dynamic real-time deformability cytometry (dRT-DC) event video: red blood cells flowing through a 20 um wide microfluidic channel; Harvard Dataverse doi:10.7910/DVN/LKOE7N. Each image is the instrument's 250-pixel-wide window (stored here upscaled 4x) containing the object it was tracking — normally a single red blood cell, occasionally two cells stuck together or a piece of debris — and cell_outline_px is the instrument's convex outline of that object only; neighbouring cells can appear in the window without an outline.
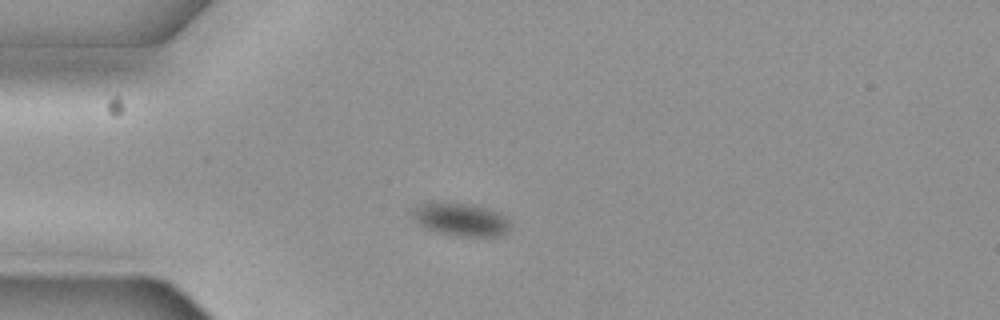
{"species": "common noctule bat (a hibernating species)", "species_latin": "Nyctalus noctula", "temperature_condition": "cold", "stored_images_in_passage": 43, "camera_frame_rate_fps": 3000, "um_per_image_px": 0.085, "animal": {"sex": "female", "body_mass_g": 19.3, "forearm_length_mm": 54.1}, "frame": {"image": 1, "passage_image": 1, "time_ms": 0.0, "image_size_px": [1000, 320], "cell_outline_px": [[512, 228], [508, 232], [500, 236], [460, 236], [436, 232], [424, 228], [412, 220], [408, 212], [416, 204], [428, 200], [440, 200], [472, 204], [500, 212], [512, 220]], "centroid_in_image_um": [39.1, 18.61], "position_along_channel_um": 45.9, "area_um2": 20.17}}
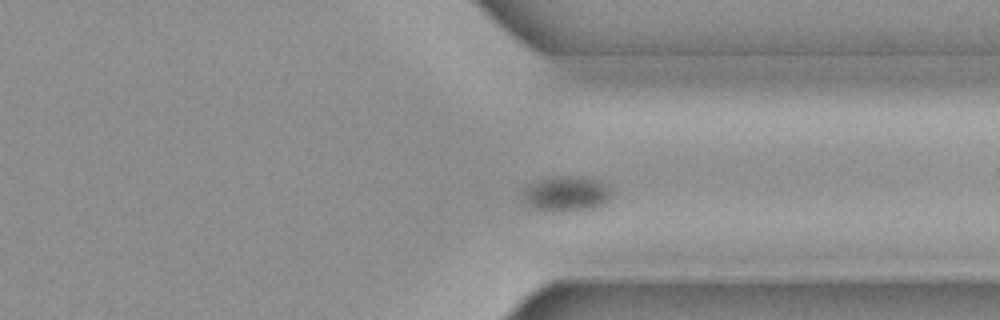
{"frame": {"image": 2, "passage_image": 29, "time_ms": 9.333, "image_size_px": [1000, 320], "cell_outline_px": [[612, 196], [604, 204], [592, 208], [536, 208], [528, 204], [524, 196], [524, 192], [528, 184], [532, 180], [552, 176], [568, 176], [600, 180], [612, 188]], "centroid_in_image_um": [48.19, 16.38], "position_along_channel_um": 363.2, "area_um2": 17.4}}
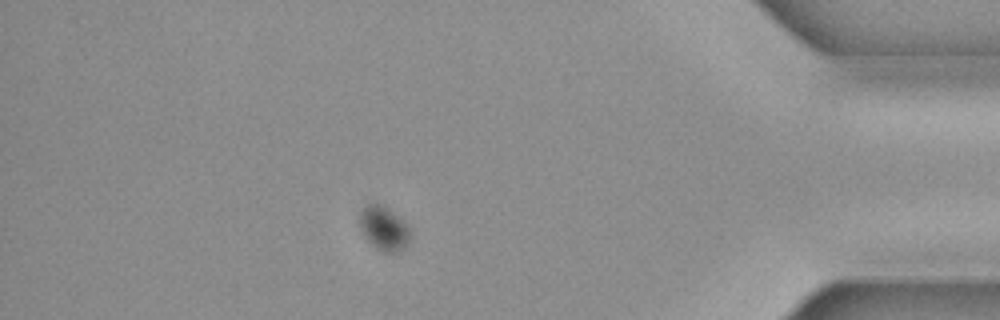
{"frame": {"image": 3, "passage_image": 36, "time_ms": 11.667, "image_size_px": [1000, 320], "cell_outline_px": [[412, 236], [408, 244], [396, 252], [384, 252], [376, 248], [364, 236], [360, 228], [360, 212], [364, 204], [376, 200], [384, 204], [408, 228]], "centroid_in_image_um": [32.59, 19.36], "position_along_channel_um": 402.6, "area_um2": 13.06}, "authors_computed_cell_mechanics": {"area_um2": 19.1896, "velocity_mm_per_s": 3.6253, "shape_relaxation_time_tau1_ms": 2.1781, "shape_relaxation_time_tau2_ms": null, "deformation_change_tau1": 0.0897, "deformation_change_tau2": null}}